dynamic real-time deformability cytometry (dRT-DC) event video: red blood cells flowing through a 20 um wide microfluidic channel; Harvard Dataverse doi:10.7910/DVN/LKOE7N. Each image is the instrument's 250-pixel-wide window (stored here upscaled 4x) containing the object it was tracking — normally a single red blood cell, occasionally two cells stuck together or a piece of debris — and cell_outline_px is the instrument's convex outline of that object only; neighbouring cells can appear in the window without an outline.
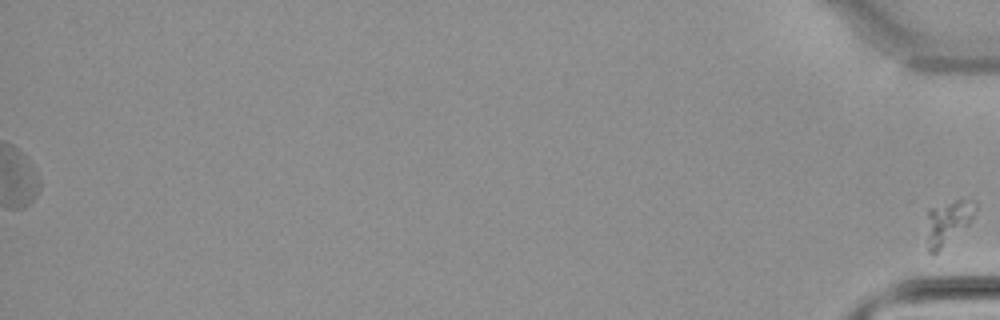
{"species": "common noctule bat (a hibernating species)", "species_latin": "Nyctalus noctula", "temperature_condition": "warm", "stored_images_in_passage": 37, "segment_of_instrument_passage": [2, 2], "camera_frame_rate_fps": 3000, "um_per_image_px": 0.085, "animal": {"sex": "male", "body_mass_g": 21.5, "forearm_length_mm": 52.0}, "frame": {"image": 1, "passage_image": 37, "time_ms": 12.0, "image_size_px": [1000, 320], "cell_outline_px": [[976, 208], [968, 224], [936, 252], [928, 252], [928, 208], [960, 196], [972, 200], [976, 204]], "centroid_in_image_um": [80.59, 18.78], "position_along_channel_um": 354.6, "area_um2": 12.37}}